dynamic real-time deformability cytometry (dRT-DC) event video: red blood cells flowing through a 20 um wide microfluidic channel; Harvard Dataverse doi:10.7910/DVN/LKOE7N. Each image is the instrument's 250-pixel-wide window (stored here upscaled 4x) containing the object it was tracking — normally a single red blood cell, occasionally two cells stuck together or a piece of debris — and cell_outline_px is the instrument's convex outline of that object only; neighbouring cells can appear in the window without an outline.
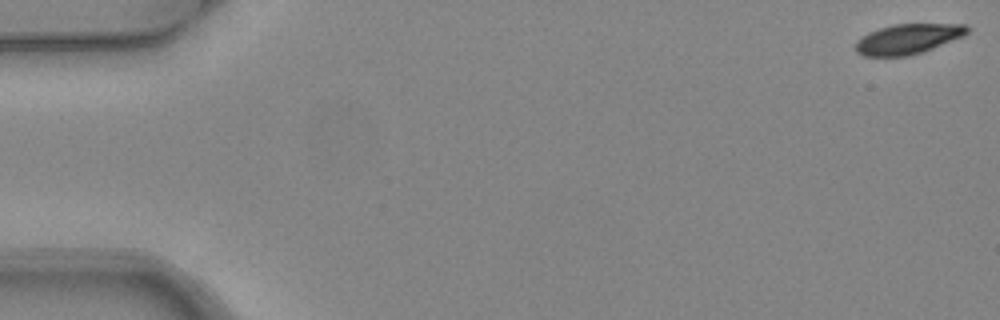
{"species": "common noctule bat (a hibernating species)", "species_latin": "Nyctalus noctula", "temperature_condition": "warm", "stored_images_in_passage": 5, "camera_frame_rate_fps": 3000, "um_per_image_px": 0.085, "animal": {"sex": "female", "body_mass_g": 24.6, "forearm_length_mm": 56.2}, "frame": {"image": 1, "passage_image": 1, "time_ms": 0.0, "image_size_px": [1000, 320], "cell_outline_px": [[972, 28], [964, 36], [924, 52], [908, 56], [864, 56], [856, 52], [856, 40], [868, 32], [880, 28], [896, 24], [968, 24]], "centroid_in_image_um": [77.22, 3.31], "position_along_channel_um": 7.8, "area_um2": 19.77}}
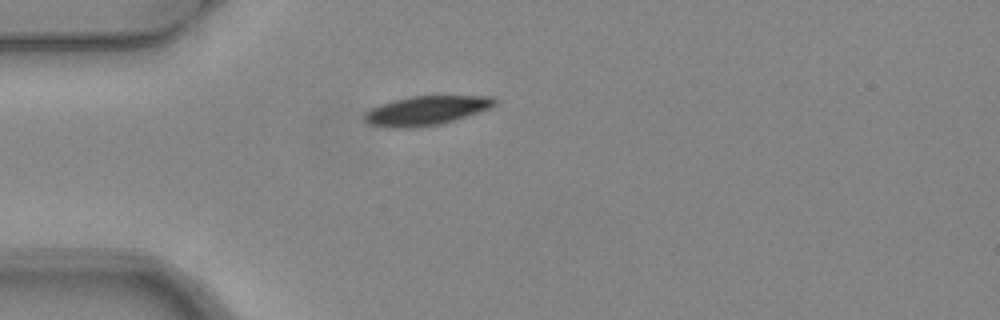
{"frame": {"image": 2, "passage_image": 5, "time_ms": 1.333, "image_size_px": [1000, 320], "cell_outline_px": [[496, 104], [492, 108], [440, 124], [412, 128], [388, 128], [368, 124], [364, 120], [364, 112], [380, 104], [412, 96], [492, 96], [496, 100]], "centroid_in_image_um": [36.21, 9.41], "position_along_channel_um": 48.8, "area_um2": 22.14}}